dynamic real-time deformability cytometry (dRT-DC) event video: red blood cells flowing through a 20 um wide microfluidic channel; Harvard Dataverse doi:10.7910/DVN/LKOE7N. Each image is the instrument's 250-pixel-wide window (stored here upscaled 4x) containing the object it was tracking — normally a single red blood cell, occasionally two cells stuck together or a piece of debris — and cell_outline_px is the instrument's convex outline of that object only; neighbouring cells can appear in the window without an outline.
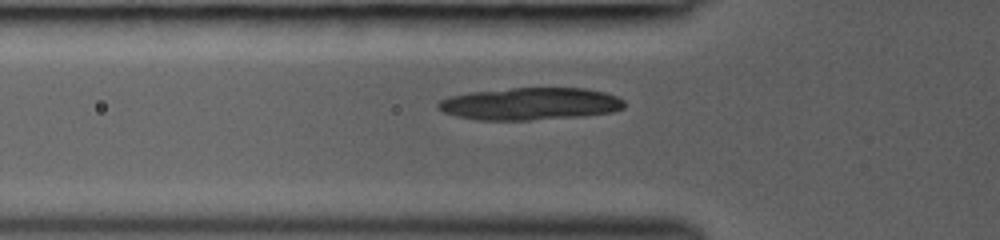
{"species": "common noctule bat (a hibernating species)", "species_latin": "Nyctalus noctula", "temperature_condition": "room temperature", "stored_images_in_passage": 12, "camera_frame_rate_fps": 3000, "um_per_image_px": 0.085, "animal": {"sex": "female", "body_mass_g": 19.0, "forearm_length_mm": 53.3}, "frame": {"image": 1, "passage_image": 6, "time_ms": 2.333, "image_size_px": [1000, 240], "cell_outline_px": [[624, 108], [612, 112], [580, 116], [532, 120], [476, 120], [456, 116], [444, 112], [436, 108], [436, 104], [440, 100], [448, 96], [468, 92], [512, 88], [584, 88], [604, 92], [616, 96], [624, 100]], "centroid_in_image_um": [45.02, 8.82], "position_along_channel_um": 80.8, "area_um2": 35.26}}
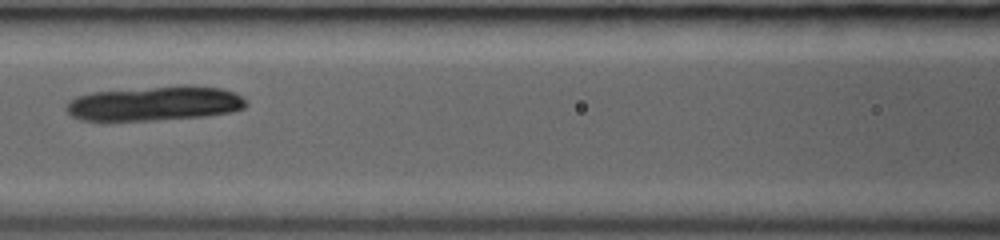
{"frame": {"image": 2, "passage_image": 9, "time_ms": 4.0, "image_size_px": [1000, 240], "cell_outline_px": [[248, 104], [244, 108], [232, 112], [204, 116], [152, 120], [80, 120], [72, 116], [64, 108], [64, 104], [68, 100], [76, 96], [92, 92], [152, 88], [220, 88], [232, 92], [240, 96]], "centroid_in_image_um": [13.05, 8.84], "position_along_channel_um": 153.5, "area_um2": 34.97}}